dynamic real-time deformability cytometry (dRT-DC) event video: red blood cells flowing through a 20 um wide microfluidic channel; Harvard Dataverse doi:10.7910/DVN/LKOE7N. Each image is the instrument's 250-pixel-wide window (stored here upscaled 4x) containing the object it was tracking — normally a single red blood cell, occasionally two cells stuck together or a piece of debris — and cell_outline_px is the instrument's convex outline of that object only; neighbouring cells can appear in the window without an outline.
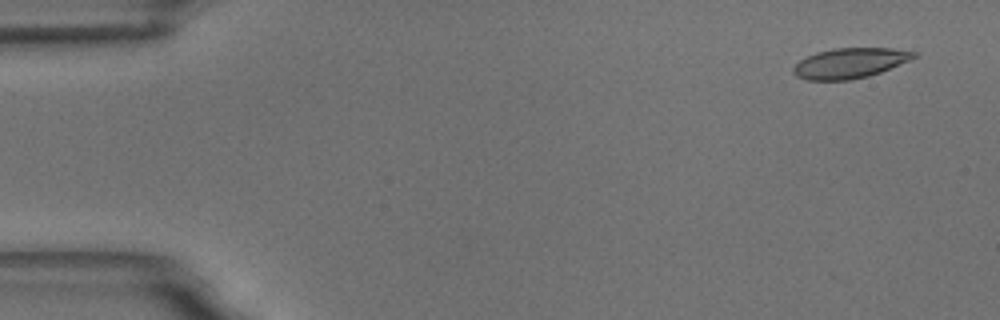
{"species": "common noctule bat (a hibernating species)", "species_latin": "Nyctalus noctula", "temperature_condition": "room temperature", "stored_images_in_passage": 55, "camera_frame_rate_fps": 3000, "um_per_image_px": 0.085, "animal": {"sex": "male", "body_mass_g": 18.8}, "frame": {"image": 1, "passage_image": 1, "time_ms": 0.0, "image_size_px": [1000, 320], "cell_outline_px": [[920, 56], [880, 72], [868, 76], [848, 80], [808, 80], [796, 76], [792, 72], [792, 68], [800, 60], [816, 52], [832, 48], [892, 48], [920, 52]], "centroid_in_image_um": [72.27, 5.35], "position_along_channel_um": 12.7, "area_um2": 21.33}}
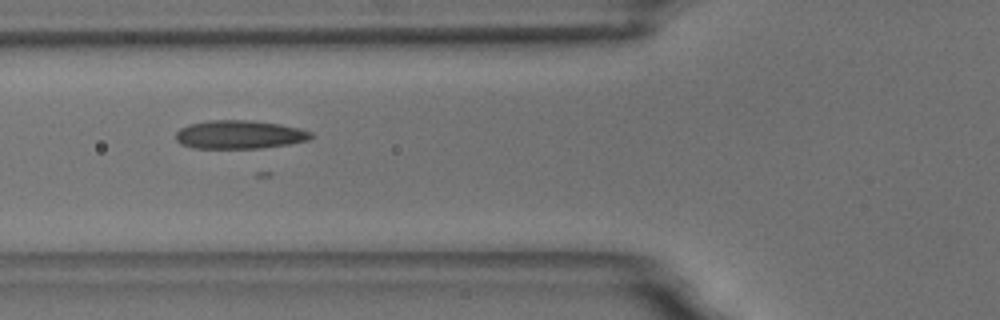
{"frame": {"image": 2, "passage_image": 19, "time_ms": 6.0, "image_size_px": [1000, 320], "cell_outline_px": [[316, 136], [308, 140], [288, 144], [260, 148], [192, 148], [180, 144], [176, 140], [176, 132], [180, 128], [188, 124], [208, 120], [252, 120], [280, 124], [300, 128], [312, 132]], "centroid_in_image_um": [20.36, 11.43], "position_along_channel_um": 105.4, "area_um2": 22.66}}
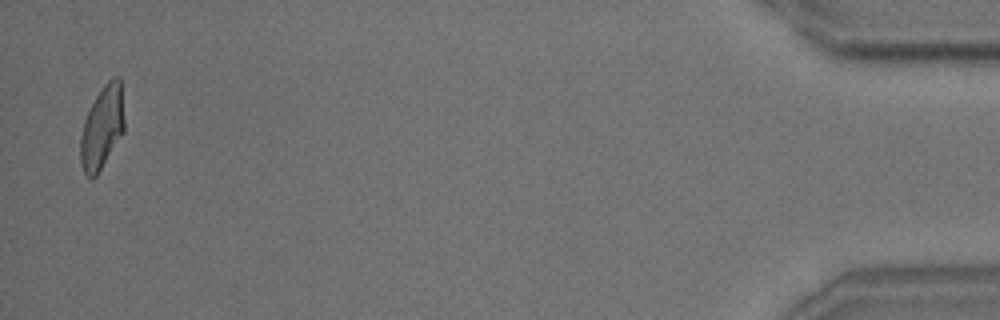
{"frame": {"image": 3, "passage_image": 54, "time_ms": 17.667, "image_size_px": [1000, 320], "cell_outline_px": [[124, 132], [96, 176], [92, 180], [84, 172], [80, 164], [80, 136], [84, 120], [96, 96], [104, 84], [112, 76], [120, 76], [124, 120]], "centroid_in_image_um": [8.68, 10.83], "position_along_channel_um": 426.5, "area_um2": 21.21}}